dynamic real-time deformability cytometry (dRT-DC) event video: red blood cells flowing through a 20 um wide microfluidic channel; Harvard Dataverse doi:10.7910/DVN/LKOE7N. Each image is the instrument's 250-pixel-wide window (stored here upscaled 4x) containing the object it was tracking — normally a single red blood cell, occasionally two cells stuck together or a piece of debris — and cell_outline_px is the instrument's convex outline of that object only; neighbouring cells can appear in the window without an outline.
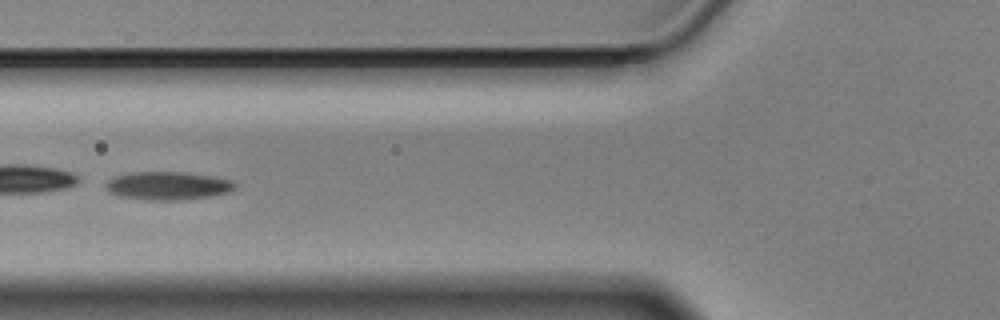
{"species": "Egyptian fruit bat (a non-hibernating species)", "species_latin": "Rousettus aegyptiacus", "temperature_condition": "cold", "stored_images_in_passage": 56, "camera_frame_rate_fps": 3000, "um_per_image_px": 0.085, "animal": {"sex": "male"}, "frame": {"image": 1, "passage_image": 22, "time_ms": 7.0, "image_size_px": [1000, 320], "cell_outline_px": [[236, 188], [228, 192], [212, 196], [180, 200], [148, 200], [116, 196], [108, 192], [104, 188], [108, 180], [112, 176], [132, 172], [184, 172], [212, 176], [232, 180], [236, 184]], "centroid_in_image_um": [14.22, 15.79], "position_along_channel_um": 111.6, "area_um2": 21.5}}
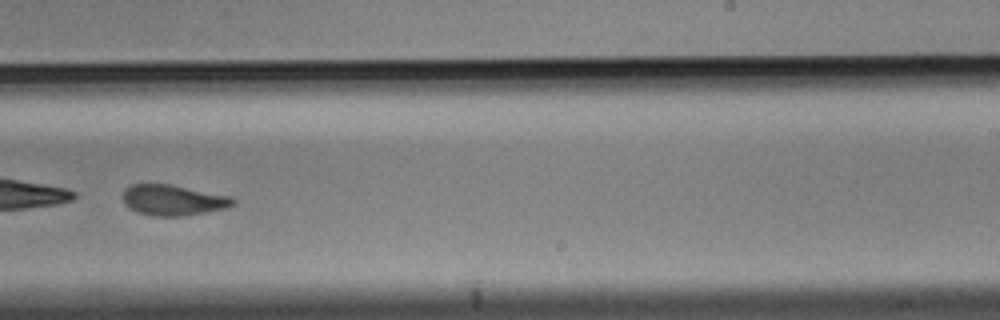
{"frame": {"image": 2, "passage_image": 36, "time_ms": 11.667, "image_size_px": [1000, 320], "cell_outline_px": [[236, 200], [228, 208], [184, 216], [152, 216], [136, 212], [128, 208], [124, 204], [124, 188], [132, 184], [168, 184], [228, 196]], "centroid_in_image_um": [14.66, 17.02], "position_along_channel_um": 274.3, "area_um2": 19.54}}
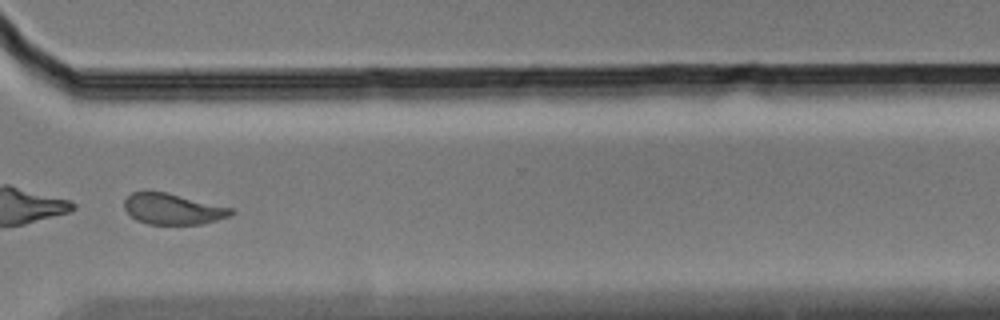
{"frame": {"image": 3, "passage_image": 43, "time_ms": 14.0, "image_size_px": [1000, 320], "cell_outline_px": [[236, 212], [232, 216], [200, 224], [148, 224], [136, 220], [124, 208], [124, 200], [132, 192], [168, 192], [232, 208]], "centroid_in_image_um": [14.72, 17.76], "position_along_channel_um": 355.9, "area_um2": 19.19}, "authors_computed_cell_mechanics": {"area_um2": 22.0218, "velocity_mm_per_s": 3.4896, "shape_relaxation_time_tau1_ms": 4.2457, "shape_relaxation_time_tau2_ms": 2.7649, "deformation_change_tau1": 0.1558, "deformation_change_tau2": 0.0982}}